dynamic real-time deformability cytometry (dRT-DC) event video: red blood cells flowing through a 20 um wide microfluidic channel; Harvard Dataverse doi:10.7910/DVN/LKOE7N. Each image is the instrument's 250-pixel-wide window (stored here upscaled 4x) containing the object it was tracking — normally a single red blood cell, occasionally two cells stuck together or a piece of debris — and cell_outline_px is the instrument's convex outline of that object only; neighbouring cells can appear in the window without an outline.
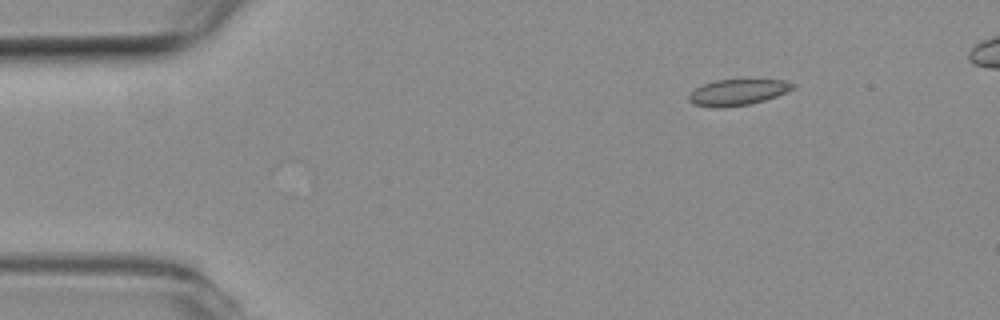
{"species": "common noctule bat (a hibernating species)", "species_latin": "Nyctalus noctula", "temperature_condition": "room temperature", "stored_images_in_passage": 6, "camera_frame_rate_fps": 3000, "um_per_image_px": 0.085, "animal": {"sex": "female", "body_mass_g": 19.3, "forearm_length_mm": 54.1}, "frame": {"image": 1, "passage_image": 1, "time_ms": 0.0, "image_size_px": [1000, 320], "cell_outline_px": [[796, 88], [788, 92], [764, 100], [748, 104], [720, 108], [692, 104], [688, 100], [688, 96], [696, 88], [704, 84], [716, 80], [784, 80], [796, 84]], "centroid_in_image_um": [62.73, 7.84], "position_along_channel_um": 22.3, "area_um2": 15.66}}
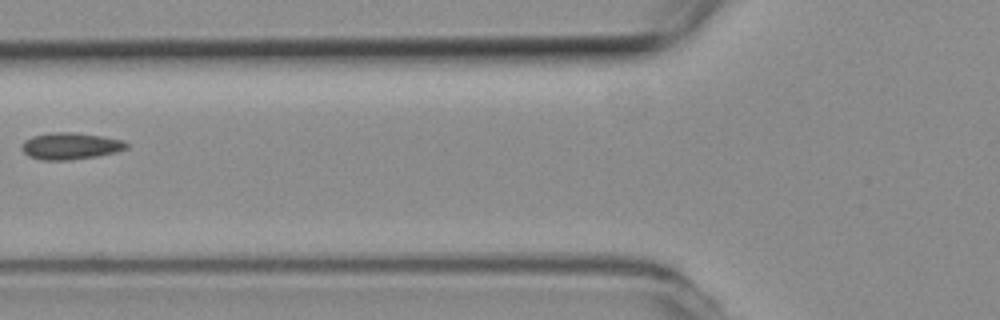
{"frame": {"image": 2, "passage_image": 5, "time_ms": 1.333, "image_size_px": [1000, 320], "cell_outline_px": [[128, 148], [116, 152], [96, 156], [68, 160], [40, 160], [28, 156], [20, 148], [20, 144], [24, 140], [32, 136], [52, 132], [72, 132], [100, 136], [124, 140], [128, 144]], "centroid_in_image_um": [5.95, 12.41], "position_along_channel_um": 119.9, "area_um2": 16.42}}
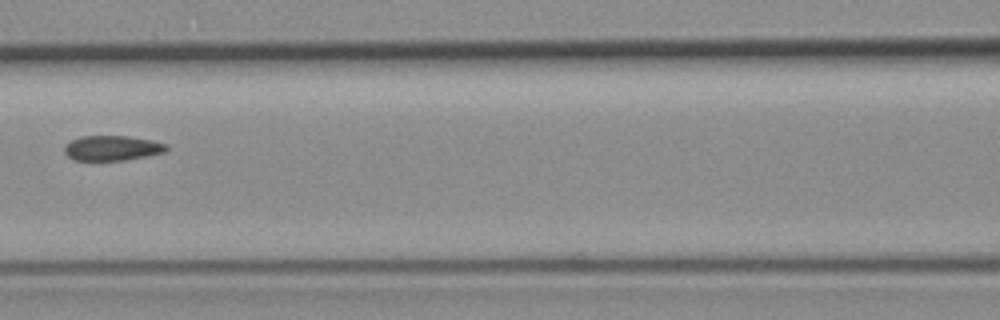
{"frame": {"image": 3, "passage_image": 6, "time_ms": 1.667, "image_size_px": [1000, 320], "cell_outline_px": [[168, 148], [164, 152], [124, 160], [76, 160], [68, 156], [64, 152], [64, 144], [80, 136], [128, 136], [152, 140], [168, 144]], "centroid_in_image_um": [9.52, 12.57], "position_along_channel_um": 157.1, "area_um2": 14.8}}